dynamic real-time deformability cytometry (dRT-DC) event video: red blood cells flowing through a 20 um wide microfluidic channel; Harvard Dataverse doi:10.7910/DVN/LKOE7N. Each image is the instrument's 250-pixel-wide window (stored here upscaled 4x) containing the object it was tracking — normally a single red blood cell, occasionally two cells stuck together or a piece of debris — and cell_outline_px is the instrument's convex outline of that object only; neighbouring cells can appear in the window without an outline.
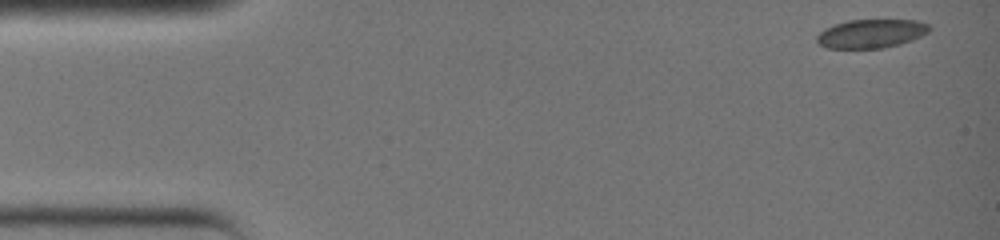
{"species": "common noctule bat (a hibernating species)", "species_latin": "Nyctalus noctula", "temperature_condition": "warm", "stored_images_in_passage": 34, "camera_frame_rate_fps": 3000, "um_per_image_px": 0.085, "animal": {"sex": "female", "body_mass_g": 19.0, "forearm_length_mm": 51.5}, "frame": {"image": 1, "passage_image": 1, "time_ms": 0.0, "image_size_px": [1000, 240], "cell_outline_px": [[932, 28], [928, 32], [912, 40], [900, 44], [884, 48], [828, 48], [820, 44], [816, 40], [816, 36], [824, 28], [848, 20], [916, 20], [928, 24]], "centroid_in_image_um": [74.06, 2.85], "position_along_channel_um": 10.9, "area_um2": 18.79}}
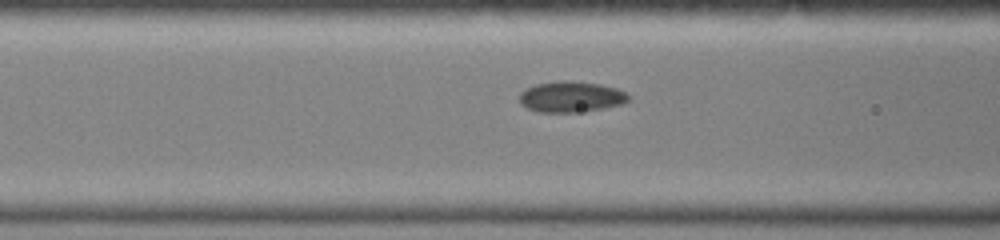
{"frame": {"image": 2, "passage_image": 14, "time_ms": 4.333, "image_size_px": [1000, 240], "cell_outline_px": [[632, 96], [628, 100], [620, 104], [600, 108], [576, 112], [540, 112], [528, 108], [520, 104], [520, 92], [524, 88], [536, 84], [560, 80], [572, 80], [600, 84], [616, 88]], "centroid_in_image_um": [48.5, 8.2], "position_along_channel_um": 118.1, "area_um2": 19.54}}
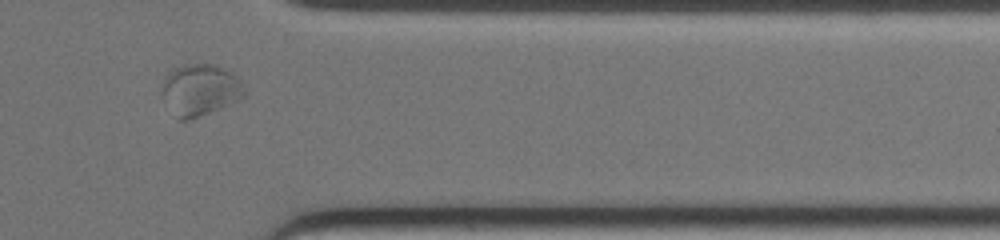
{"frame": {"image": 3, "passage_image": 30, "time_ms": 9.667, "image_size_px": [1000, 240], "cell_outline_px": [[244, 92], [236, 100], [208, 112], [188, 120], [176, 120], [164, 92], [164, 76], [172, 68], [184, 64], [216, 64], [232, 72], [240, 80], [244, 88]], "centroid_in_image_um": [17.0, 7.59], "position_along_channel_um": 394.4, "area_um2": 23.99}}